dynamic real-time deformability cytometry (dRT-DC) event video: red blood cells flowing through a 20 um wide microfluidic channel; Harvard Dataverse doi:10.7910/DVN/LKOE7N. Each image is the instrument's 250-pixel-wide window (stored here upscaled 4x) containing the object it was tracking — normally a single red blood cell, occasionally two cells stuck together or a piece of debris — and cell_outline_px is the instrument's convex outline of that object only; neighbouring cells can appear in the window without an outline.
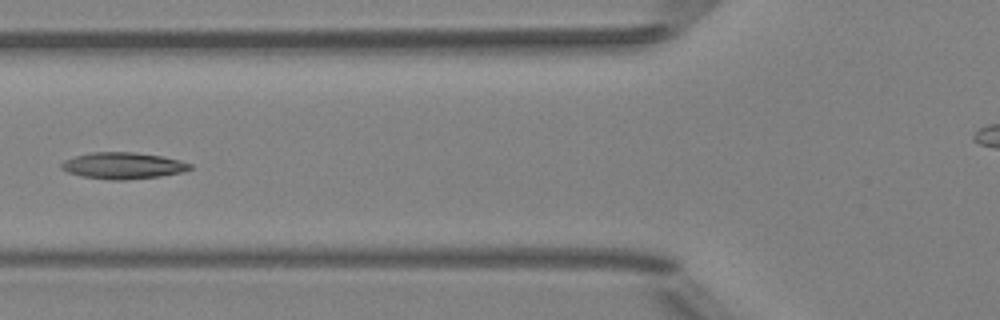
{"species": "Egyptian fruit bat (a non-hibernating species)", "species_latin": "Rousettus aegyptiacus", "temperature_condition": "room temperature", "stored_images_in_passage": 5, "camera_frame_rate_fps": 3000, "um_per_image_px": 0.085, "animal": {"sex": "female"}, "frame": {"image": 1, "passage_image": 5, "time_ms": 1.333, "image_size_px": [1000, 320], "cell_outline_px": [[192, 168], [184, 172], [160, 176], [124, 180], [108, 180], [80, 176], [68, 172], [60, 168], [60, 164], [64, 160], [76, 156], [92, 152], [132, 152], [160, 156], [180, 160], [192, 164]], "centroid_in_image_um": [10.45, 14.09], "position_along_channel_um": 115.4, "area_um2": 19.88}}